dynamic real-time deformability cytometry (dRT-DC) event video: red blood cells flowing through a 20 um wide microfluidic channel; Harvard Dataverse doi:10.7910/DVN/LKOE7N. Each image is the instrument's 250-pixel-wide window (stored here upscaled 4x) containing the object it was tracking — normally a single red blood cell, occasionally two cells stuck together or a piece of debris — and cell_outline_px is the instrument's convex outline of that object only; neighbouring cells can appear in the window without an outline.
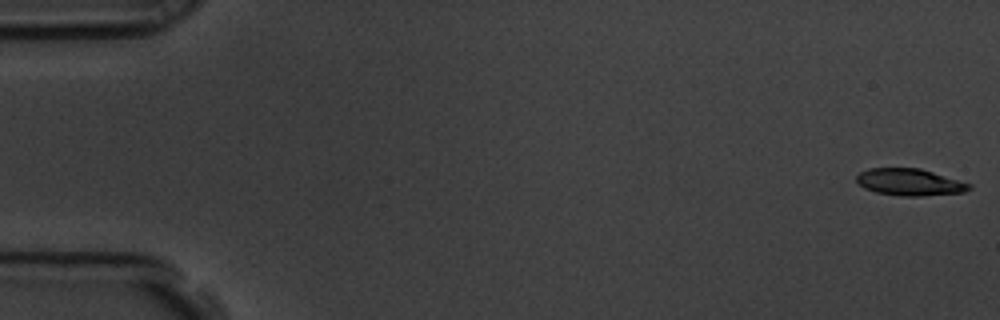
{"species": "common noctule bat (a hibernating species)", "species_latin": "Nyctalus noctula", "temperature_condition": "room temperature", "stored_images_in_passage": 57, "camera_frame_rate_fps": 3000, "um_per_image_px": 0.085, "animal": {"sex": "male", "body_mass_g": 19.5, "forearm_length_mm": 54.6}, "frame": {"image": 1, "passage_image": 1, "time_ms": 0.0, "image_size_px": [1000, 320], "cell_outline_px": [[972, 188], [964, 192], [920, 196], [900, 196], [876, 192], [864, 188], [856, 180], [856, 176], [860, 172], [868, 168], [920, 168], [972, 184]], "centroid_in_image_um": [77.32, 15.48], "position_along_channel_um": 7.7, "area_um2": 17.63}}
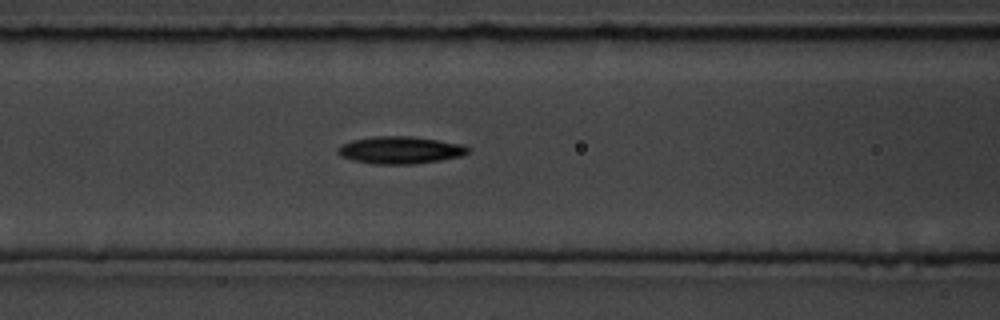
{"frame": {"image": 2, "passage_image": 24, "time_ms": 7.667, "image_size_px": [1000, 320], "cell_outline_px": [[472, 148], [468, 152], [460, 156], [440, 160], [412, 164], [372, 164], [352, 160], [340, 156], [336, 152], [340, 144], [352, 140], [372, 136], [412, 136], [460, 144]], "centroid_in_image_um": [33.96, 12.75], "position_along_channel_um": 132.6, "area_um2": 20.75}}
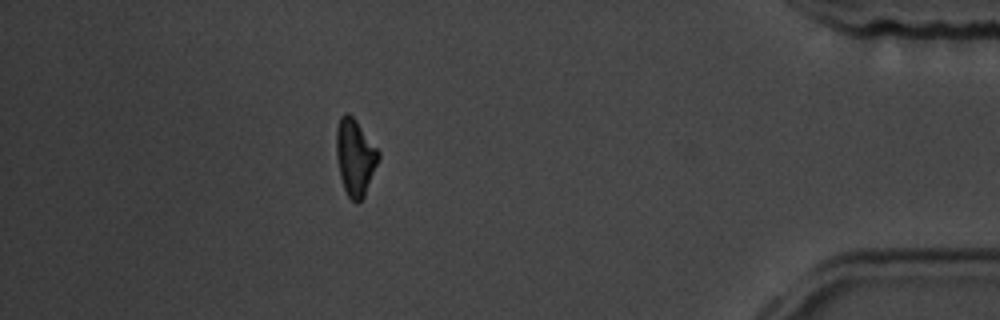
{"frame": {"image": 3, "passage_image": 51, "time_ms": 16.667, "image_size_px": [1000, 320], "cell_outline_px": [[380, 156], [364, 196], [356, 204], [348, 196], [344, 188], [340, 176], [336, 156], [336, 128], [340, 116], [344, 112], [348, 112], [356, 120], [380, 152]], "centroid_in_image_um": [30.16, 13.33], "position_along_channel_um": 405.0, "area_um2": 18.73}}